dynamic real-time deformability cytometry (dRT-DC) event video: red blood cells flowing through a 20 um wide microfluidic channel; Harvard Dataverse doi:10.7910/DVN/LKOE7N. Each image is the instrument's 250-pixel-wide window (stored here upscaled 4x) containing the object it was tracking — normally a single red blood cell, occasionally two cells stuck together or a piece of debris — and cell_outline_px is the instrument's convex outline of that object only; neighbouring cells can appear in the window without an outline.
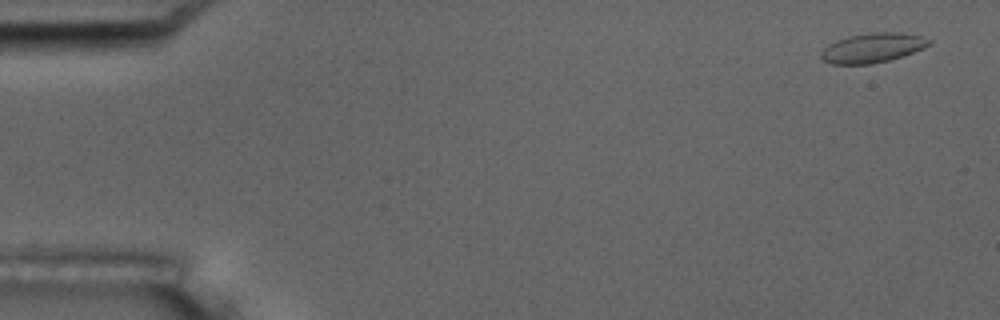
{"species": "common noctule bat (a hibernating species)", "species_latin": "Nyctalus noctula", "temperature_condition": "room temperature", "stored_images_in_passage": 6, "camera_frame_rate_fps": 3000, "um_per_image_px": 0.085, "animal": {"sex": "male", "body_mass_g": 17.5, "forearm_length_mm": 52.3}, "frame": {"image": 1, "passage_image": 1, "time_ms": 0.0, "image_size_px": [1000, 320], "cell_outline_px": [[932, 44], [924, 48], [888, 60], [872, 64], [832, 64], [824, 60], [820, 56], [820, 52], [828, 44], [836, 40], [848, 36], [872, 32], [900, 32], [920, 36], [932, 40]], "centroid_in_image_um": [74.16, 4.06], "position_along_channel_um": 10.8, "area_um2": 18.55}}